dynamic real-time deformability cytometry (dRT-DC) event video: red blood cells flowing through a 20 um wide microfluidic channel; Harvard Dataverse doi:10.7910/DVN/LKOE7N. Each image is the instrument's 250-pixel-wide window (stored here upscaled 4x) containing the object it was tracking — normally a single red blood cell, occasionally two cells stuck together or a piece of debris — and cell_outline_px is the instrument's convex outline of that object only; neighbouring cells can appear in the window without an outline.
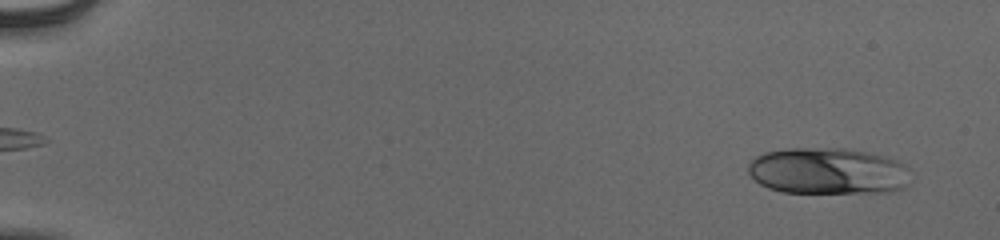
{"species": "human", "species_latin": "Homo sapiens", "temperature_condition": "cold", "stored_images_in_passage": 53, "camera_frame_rate_fps": 3000, "um_per_image_px": 0.085, "donor": {"sex": "male"}, "frame": {"image": 1, "passage_image": 2, "time_ms": 0.333, "image_size_px": [1000, 240], "cell_outline_px": [[900, 188], [884, 192], [784, 192], [768, 188], [760, 184], [748, 172], [748, 164], [756, 156], [764, 152], [788, 148], [844, 148], [864, 152], [896, 160], [900, 164]], "centroid_in_image_um": [70.13, 14.52], "position_along_channel_um": 14.9, "area_um2": 42.37}}
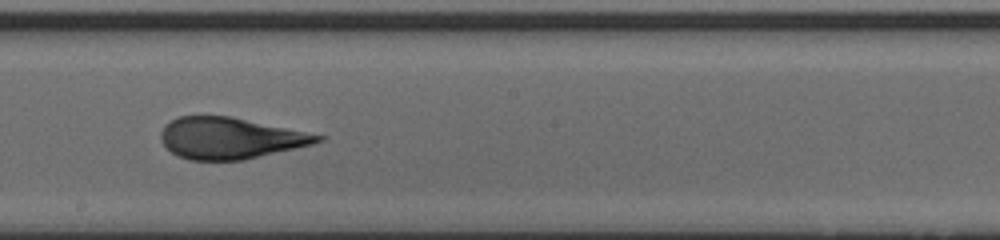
{"frame": {"image": 2, "passage_image": 31, "time_ms": 10.0, "image_size_px": [1000, 240], "cell_outline_px": [[324, 140], [312, 144], [244, 160], [188, 160], [172, 152], [160, 140], [160, 132], [164, 124], [176, 116], [232, 116], [324, 136]], "centroid_in_image_um": [19.51, 11.73], "position_along_channel_um": 228.7, "area_um2": 37.63}}
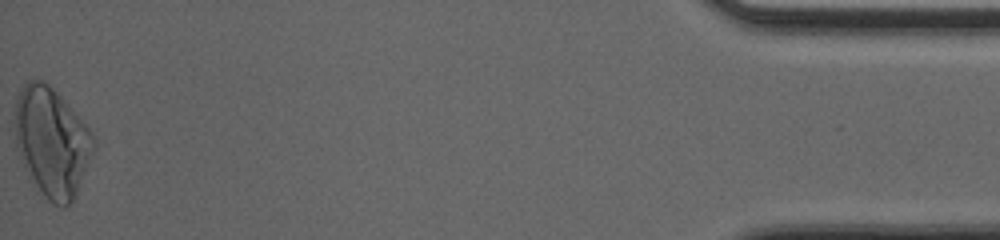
{"frame": {"image": 3, "passage_image": 53, "time_ms": 17.333, "image_size_px": [1000, 240], "cell_outline_px": [[96, 144], [72, 204], [64, 208], [52, 204], [36, 192], [28, 180], [16, 144], [12, 116], [16, 100], [20, 88], [28, 80], [36, 76], [48, 84], [60, 96], [96, 136]], "centroid_in_image_um": [4.35, 12.1], "position_along_channel_um": 430.8, "area_um2": 51.27}, "authors_computed_cell_mechanics": {"area_um2": 39.3618, "velocity_mm_per_s": 3.8971, "shape_relaxation_time_tau1_ms": 4.7893, "shape_relaxation_time_tau2_ms": 0.9668, "deformation_change_tau1": 0.1872, "deformation_change_tau2": 0.0805}}